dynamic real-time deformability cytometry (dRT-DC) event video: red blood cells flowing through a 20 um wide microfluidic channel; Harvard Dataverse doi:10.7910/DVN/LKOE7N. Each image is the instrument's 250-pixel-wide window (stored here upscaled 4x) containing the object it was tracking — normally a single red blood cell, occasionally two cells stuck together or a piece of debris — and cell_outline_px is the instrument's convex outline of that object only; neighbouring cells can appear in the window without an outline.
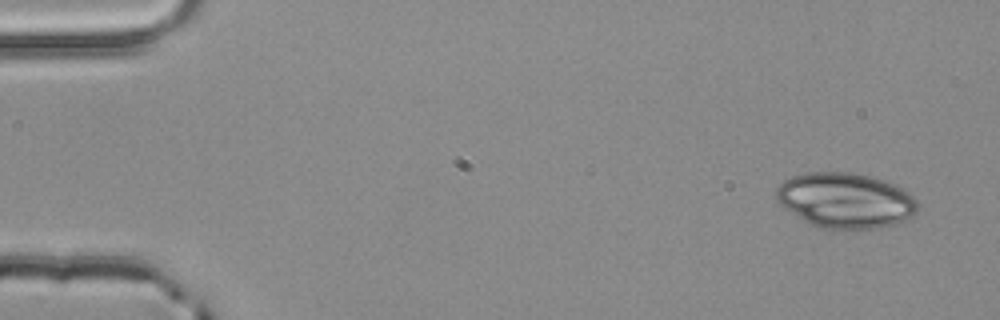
{"species": "common noctule bat (a hibernating species)", "species_latin": "Nyctalus noctula", "temperature_condition": "room temperature", "stored_images_in_passage": 4, "camera_frame_rate_fps": 3000, "um_per_image_px": 0.085, "animal": {"sex": "male", "body_mass_g": 20.4}, "frame": {"image": 1, "passage_image": 1, "time_ms": 0.0, "image_size_px": [1000, 320], "cell_outline_px": [[920, 204], [916, 212], [912, 216], [896, 224], [880, 228], [820, 228], [804, 220], [784, 208], [776, 200], [776, 188], [784, 180], [792, 176], [808, 172], [852, 172], [884, 180], [904, 188]], "centroid_in_image_um": [71.87, 17.02], "position_along_channel_um": 13.1, "area_um2": 45.55}}